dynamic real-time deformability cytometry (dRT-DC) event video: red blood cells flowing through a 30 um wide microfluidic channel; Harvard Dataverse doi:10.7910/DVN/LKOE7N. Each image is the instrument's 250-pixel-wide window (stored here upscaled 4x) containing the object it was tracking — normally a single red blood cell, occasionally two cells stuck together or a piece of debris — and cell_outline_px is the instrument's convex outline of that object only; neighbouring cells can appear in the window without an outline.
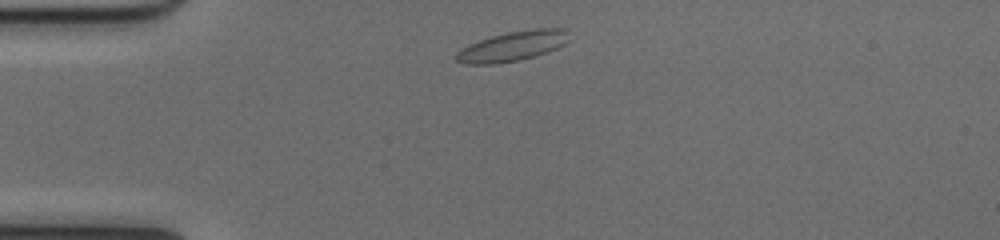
{"species": "common noctule bat (a hibernating species)", "species_latin": "Nyctalus noctula", "temperature_condition": "cold", "stored_images_in_passage": 41, "camera_frame_rate_fps": 3000, "um_per_image_px": 0.085, "animal": {"sex": "female", "body_mass_g": 17.0, "forearm_length_mm": 48.0}, "frame": {"image": 1, "passage_image": 2, "time_ms": 0.333, "image_size_px": [1000, 240], "cell_outline_px": [[564, 44], [556, 48], [532, 56], [516, 60], [492, 64], [468, 64], [456, 60], [456, 52], [480, 40], [492, 36], [508, 32], [536, 28], [560, 28], [564, 32]], "centroid_in_image_um": [43.49, 3.93], "position_along_channel_um": 41.5, "area_um2": 18.61}}
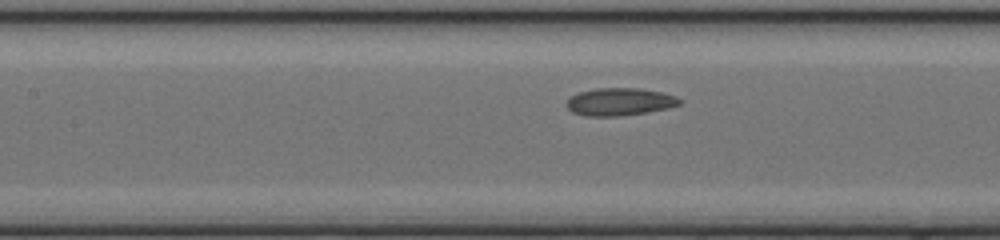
{"frame": {"image": 2, "passage_image": 13, "time_ms": 4.0, "image_size_px": [1000, 240], "cell_outline_px": [[680, 104], [668, 108], [648, 112], [620, 116], [588, 116], [572, 112], [568, 108], [568, 100], [572, 96], [580, 92], [596, 88], [640, 88], [660, 92], [676, 96], [680, 100]], "centroid_in_image_um": [52.69, 8.65], "position_along_channel_um": 154.7, "area_um2": 17.98}}
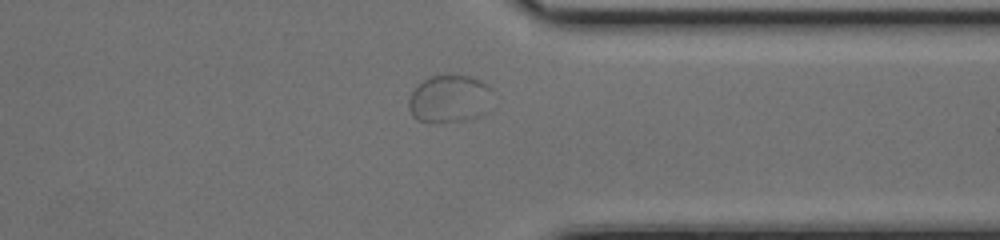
{"frame": {"image": 3, "passage_image": 30, "time_ms": 9.667, "image_size_px": [1000, 240], "cell_outline_px": [[492, 88], [476, 116], [464, 120], [432, 124], [416, 120], [412, 116], [408, 108], [408, 100], [412, 92], [424, 80], [432, 76], [468, 76], [480, 80], [488, 84]], "centroid_in_image_um": [38.06, 8.42], "position_along_channel_um": 373.3, "area_um2": 22.48}}